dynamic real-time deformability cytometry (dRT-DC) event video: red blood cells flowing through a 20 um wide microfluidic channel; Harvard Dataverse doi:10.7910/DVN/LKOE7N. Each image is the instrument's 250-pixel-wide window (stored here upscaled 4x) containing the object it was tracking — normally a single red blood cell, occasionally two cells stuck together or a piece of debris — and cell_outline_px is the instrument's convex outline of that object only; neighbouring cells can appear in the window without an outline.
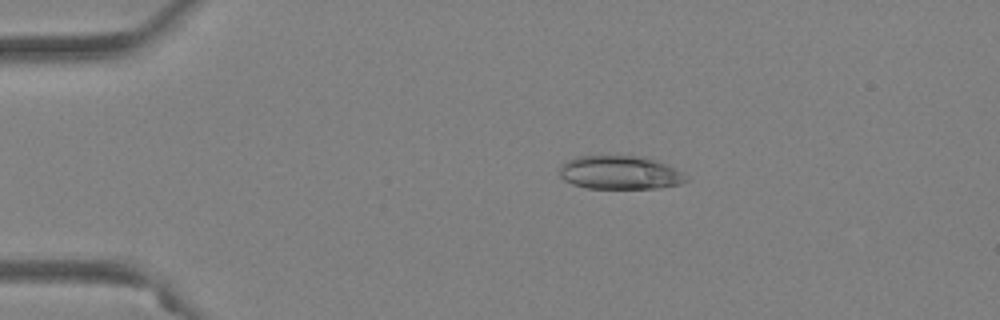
{"species": "Egyptian fruit bat (a non-hibernating species)", "species_latin": "Rousettus aegyptiacus", "temperature_condition": "warm", "stored_images_in_passage": 48, "camera_frame_rate_fps": 3000, "um_per_image_px": 0.085, "animal": {"sex": "female"}, "frame": {"image": 1, "passage_image": 7, "time_ms": 2.0, "image_size_px": [1000, 320], "cell_outline_px": [[688, 180], [680, 184], [660, 188], [588, 188], [572, 184], [564, 180], [560, 176], [560, 168], [568, 160], [580, 156], [644, 156], [656, 160], [680, 172]], "centroid_in_image_um": [52.67, 14.67], "position_along_channel_um": 32.3, "area_um2": 24.39}}
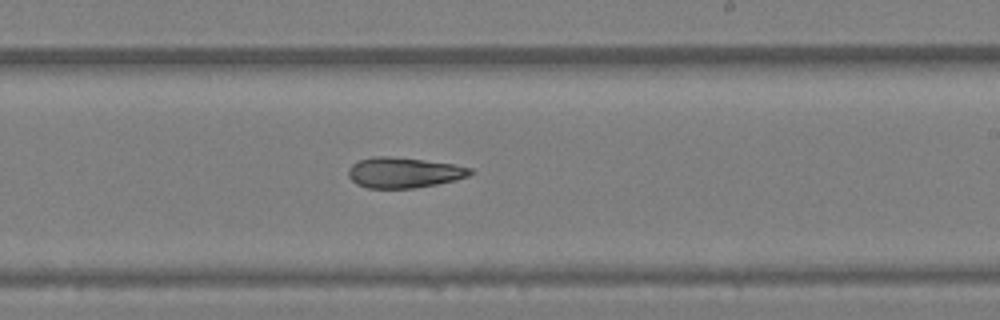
{"frame": {"image": 2, "passage_image": 28, "time_ms": 9.0, "image_size_px": [1000, 320], "cell_outline_px": [[476, 172], [468, 176], [456, 180], [416, 188], [368, 188], [356, 184], [348, 176], [348, 168], [352, 164], [360, 160], [372, 156], [388, 156], [424, 160], [452, 164], [472, 168]], "centroid_in_image_um": [34.33, 14.67], "position_along_channel_um": 254.7, "area_um2": 21.73}}
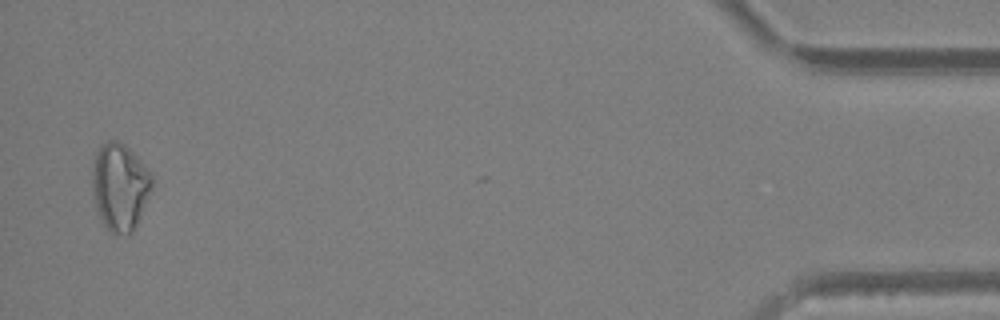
{"frame": {"image": 3, "passage_image": 47, "time_ms": 15.333, "image_size_px": [1000, 320], "cell_outline_px": [[152, 188], [136, 224], [132, 232], [128, 236], [112, 232], [104, 224], [100, 216], [92, 196], [92, 168], [96, 152], [100, 144], [108, 140], [116, 140], [124, 144], [136, 156], [152, 176]], "centroid_in_image_um": [10.16, 15.86], "position_along_channel_um": 425.0, "area_um2": 30.06}, "authors_computed_cell_mechanics": {"area_um2": 23.6113, "velocity_mm_per_s": 4.0051, "shape_relaxation_time_tau1_ms": null, "shape_relaxation_time_tau2_ms": 9.9608, "deformation_change_tau1": null, "deformation_change_tau2": 0.204}}